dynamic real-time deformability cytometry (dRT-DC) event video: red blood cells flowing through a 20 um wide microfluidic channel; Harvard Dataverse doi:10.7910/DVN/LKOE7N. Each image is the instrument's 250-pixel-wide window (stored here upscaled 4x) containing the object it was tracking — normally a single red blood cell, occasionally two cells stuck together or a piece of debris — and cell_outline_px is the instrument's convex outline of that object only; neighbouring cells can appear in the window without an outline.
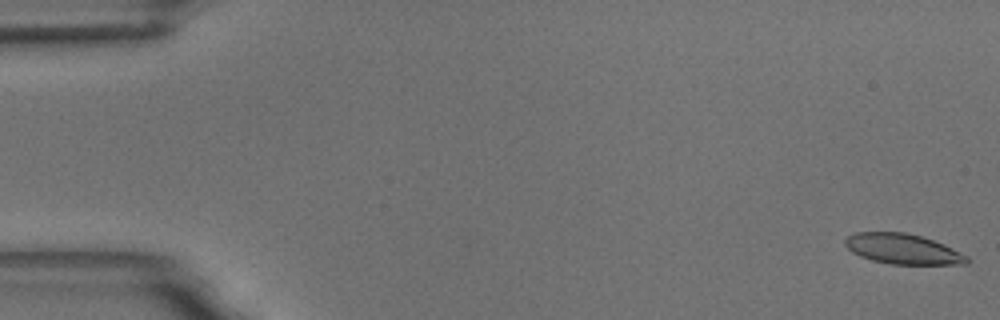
{"species": "common noctule bat (a hibernating species)", "species_latin": "Nyctalus noctula", "temperature_condition": "room temperature", "stored_images_in_passage": 56, "camera_frame_rate_fps": 3000, "um_per_image_px": 0.085, "animal": {"sex": "male", "body_mass_g": 18.8}, "frame": {"image": 1, "passage_image": 1, "time_ms": 0.0, "image_size_px": [1000, 320], "cell_outline_px": [[972, 260], [968, 264], [892, 264], [872, 260], [860, 256], [852, 252], [844, 244], [844, 240], [848, 236], [856, 232], [904, 232], [920, 236], [944, 244], [968, 256]], "centroid_in_image_um": [76.75, 21.16], "position_along_channel_um": 8.2, "area_um2": 21.44}}
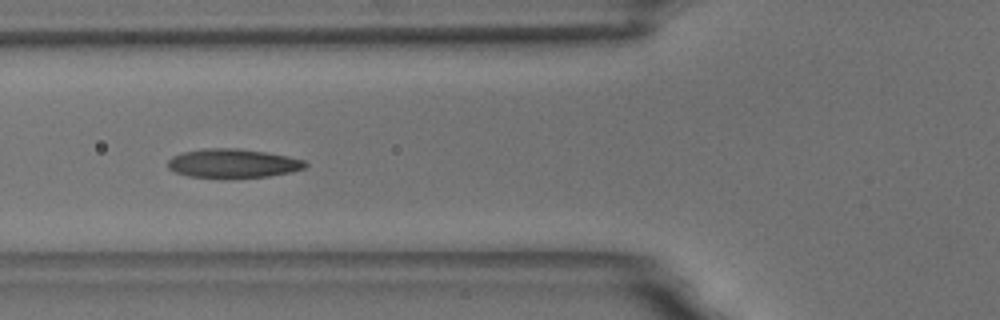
{"frame": {"image": 2, "passage_image": 21, "time_ms": 6.667, "image_size_px": [1000, 320], "cell_outline_px": [[308, 164], [304, 168], [292, 172], [268, 176], [188, 176], [176, 172], [168, 168], [168, 160], [172, 156], [184, 152], [204, 148], [240, 148], [288, 156], [304, 160]], "centroid_in_image_um": [19.81, 13.85], "position_along_channel_um": 106.0, "area_um2": 22.6}}
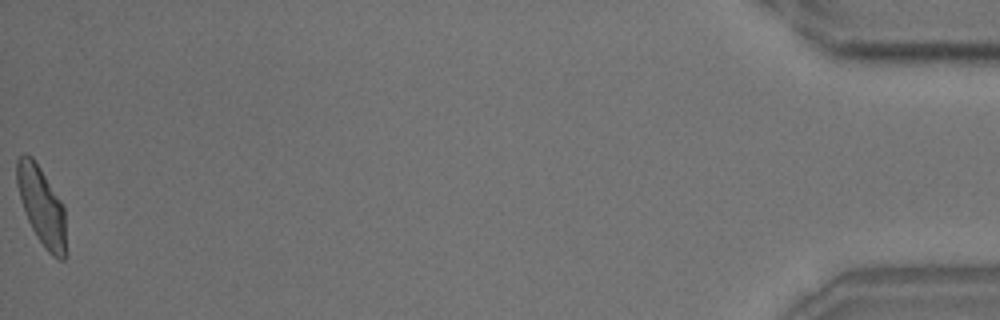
{"frame": {"image": 3, "passage_image": 56, "time_ms": 18.333, "image_size_px": [1000, 320], "cell_outline_px": [[64, 260], [60, 260], [52, 256], [44, 248], [36, 236], [28, 220], [16, 184], [16, 160], [24, 152], [32, 156], [40, 168], [60, 200], [64, 208]], "centroid_in_image_um": [3.5, 17.48], "position_along_channel_um": 431.7, "area_um2": 21.91}, "authors_computed_cell_mechanics": {"area_um2": 22.6287, "velocity_mm_per_s": 3.6417, "shape_relaxation_time_tau1_ms": 5.1208, "shape_relaxation_time_tau2_ms": 1.6362, "deformation_change_tau1": 0.1657, "deformation_change_tau2": 0.077}}